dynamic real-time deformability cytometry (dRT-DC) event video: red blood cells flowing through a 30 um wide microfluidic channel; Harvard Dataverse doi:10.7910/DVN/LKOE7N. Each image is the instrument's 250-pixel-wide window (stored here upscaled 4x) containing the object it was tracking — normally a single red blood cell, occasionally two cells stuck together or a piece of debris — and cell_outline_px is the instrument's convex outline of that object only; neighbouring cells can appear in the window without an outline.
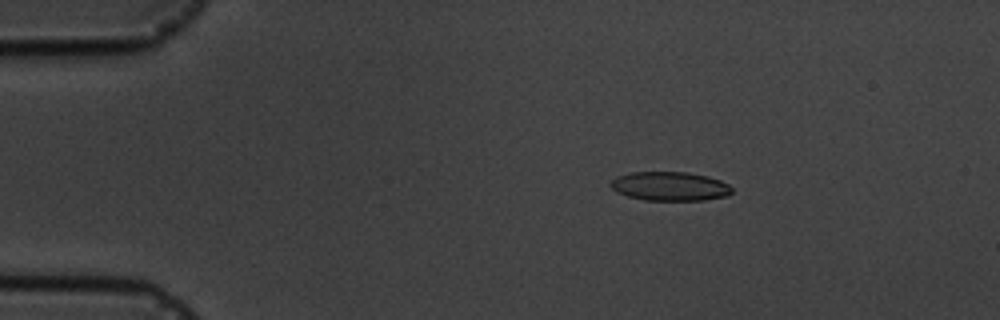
{"species": "common noctule bat (a hibernating species)", "species_latin": "Nyctalus noctula", "temperature_condition": "cold", "stored_images_in_passage": 5, "camera_frame_rate_fps": 3000, "um_per_image_px": 0.085, "animal": {"sex": "male", "body_mass_g": 19.5, "forearm_length_mm": 54.6}, "frame": {"image": 1, "passage_image": 3, "time_ms": 2.333, "image_size_px": [1000, 320], "cell_outline_px": [[732, 192], [724, 196], [704, 200], [644, 200], [628, 196], [616, 192], [608, 184], [616, 176], [632, 172], [688, 172], [708, 176], [720, 180], [728, 184], [732, 188]], "centroid_in_image_um": [56.91, 15.82], "position_along_channel_um": 28.1, "area_um2": 20.52}}